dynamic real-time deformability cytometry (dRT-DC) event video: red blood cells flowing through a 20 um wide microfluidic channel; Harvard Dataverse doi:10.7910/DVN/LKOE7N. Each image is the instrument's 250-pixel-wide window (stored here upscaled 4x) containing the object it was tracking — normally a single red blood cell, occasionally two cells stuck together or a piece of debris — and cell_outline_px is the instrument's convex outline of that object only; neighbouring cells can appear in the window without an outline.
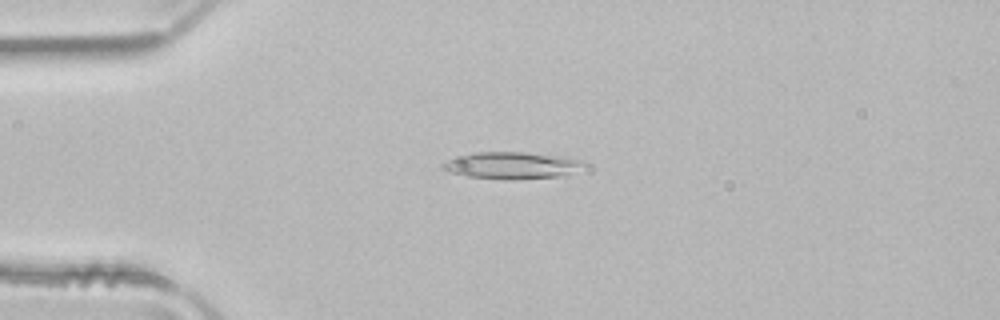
{"species": "common noctule bat (a hibernating species)", "species_latin": "Nyctalus noctula", "temperature_condition": "room temperature", "stored_images_in_passage": 45, "camera_frame_rate_fps": 3000, "um_per_image_px": 0.085, "animal": {"sex": "male", "body_mass_g": 21.5, "forearm_length_mm": 52.0}, "frame": {"image": 1, "passage_image": 7, "time_ms": 2.0, "image_size_px": [1000, 320], "cell_outline_px": [[592, 168], [556, 176], [512, 180], [464, 176], [448, 172], [440, 168], [440, 164], [448, 160], [476, 152], [524, 152], [556, 156], [580, 160], [588, 164]], "centroid_in_image_um": [43.54, 14.07], "position_along_channel_um": 41.5, "area_um2": 22.2}}
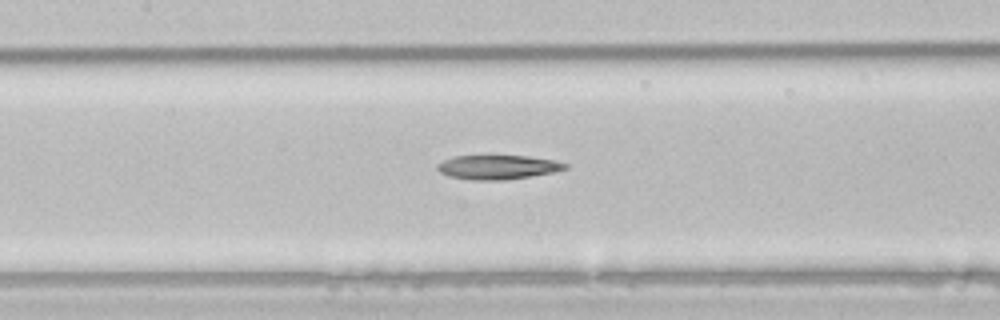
{"frame": {"image": 2, "passage_image": 18, "time_ms": 5.667, "image_size_px": [1000, 320], "cell_outline_px": [[568, 168], [552, 172], [532, 176], [504, 180], [472, 180], [448, 176], [440, 172], [436, 168], [436, 164], [452, 156], [488, 152], [528, 156], [552, 160], [568, 164]], "centroid_in_image_um": [42.23, 14.15], "position_along_channel_um": 165.2, "area_um2": 19.07}}
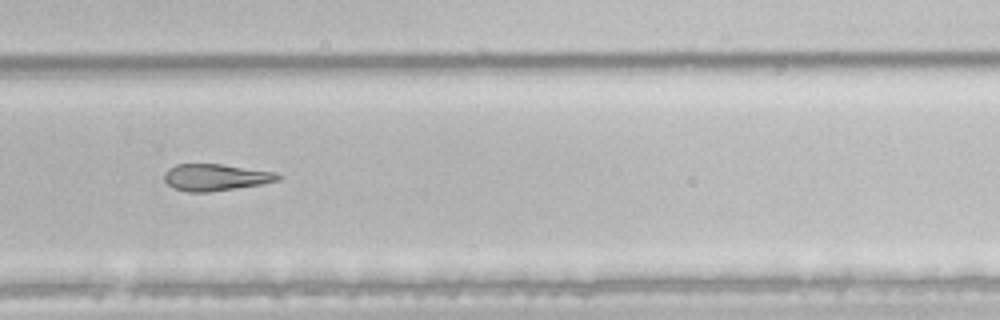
{"frame": {"image": 3, "passage_image": 29, "time_ms": 9.333, "image_size_px": [1000, 320], "cell_outline_px": [[284, 176], [280, 180], [260, 184], [208, 192], [188, 192], [176, 188], [168, 184], [164, 180], [164, 172], [168, 168], [176, 164], [220, 164], [276, 172]], "centroid_in_image_um": [18.33, 15.06], "position_along_channel_um": 311.5, "area_um2": 17.63}, "authors_computed_cell_mechanics": {"area_um2": 19.5942, "velocity_mm_per_s": 4.02, "shape_relaxation_time_tau1_ms": 8.2912, "shape_relaxation_time_tau2_ms": null, "deformation_change_tau1": 0.1744, "deformation_change_tau2": null}}